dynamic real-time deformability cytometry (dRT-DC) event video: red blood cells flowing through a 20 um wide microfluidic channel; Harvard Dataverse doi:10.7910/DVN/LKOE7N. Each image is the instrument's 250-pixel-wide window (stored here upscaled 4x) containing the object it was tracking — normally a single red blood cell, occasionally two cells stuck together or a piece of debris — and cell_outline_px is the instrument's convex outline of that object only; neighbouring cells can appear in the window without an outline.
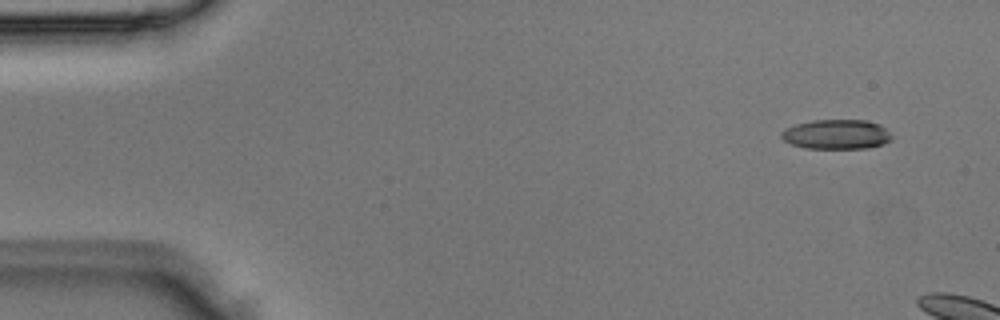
{"species": "Egyptian fruit bat (a non-hibernating species)", "species_latin": "Rousettus aegyptiacus", "temperature_condition": "room temperature", "stored_images_in_passage": 4, "camera_frame_rate_fps": 3000, "um_per_image_px": 0.085, "animal": {"sex": "male"}, "frame": {"image": 1, "passage_image": 1, "time_ms": 0.0, "image_size_px": [1000, 320], "cell_outline_px": [[892, 140], [884, 144], [868, 148], [804, 148], [792, 144], [784, 140], [780, 136], [780, 132], [796, 124], [812, 120], [868, 120], [880, 124], [892, 136]], "centroid_in_image_um": [71.12, 11.42], "position_along_channel_um": 13.9, "area_um2": 19.07}}
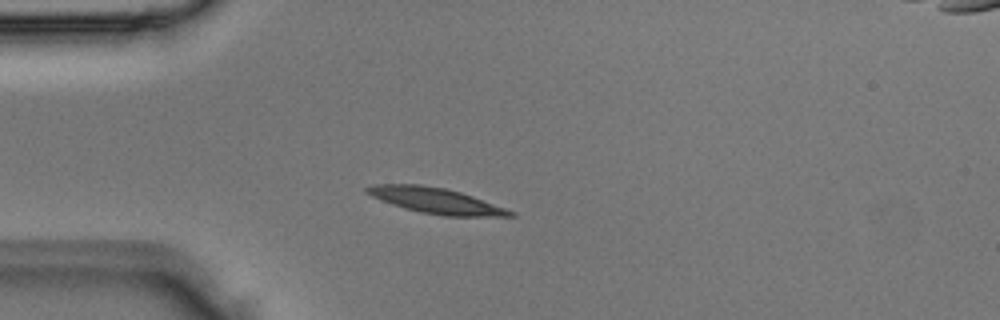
{"frame": {"image": 2, "passage_image": 4, "time_ms": 1.0, "image_size_px": [1000, 320], "cell_outline_px": [[516, 216], [444, 216], [420, 212], [404, 208], [380, 200], [364, 192], [364, 188], [372, 184], [420, 184], [444, 188], [460, 192], [472, 196], [516, 212]], "centroid_in_image_um": [37.01, 17.05], "position_along_channel_um": 48.0, "area_um2": 21.33}}